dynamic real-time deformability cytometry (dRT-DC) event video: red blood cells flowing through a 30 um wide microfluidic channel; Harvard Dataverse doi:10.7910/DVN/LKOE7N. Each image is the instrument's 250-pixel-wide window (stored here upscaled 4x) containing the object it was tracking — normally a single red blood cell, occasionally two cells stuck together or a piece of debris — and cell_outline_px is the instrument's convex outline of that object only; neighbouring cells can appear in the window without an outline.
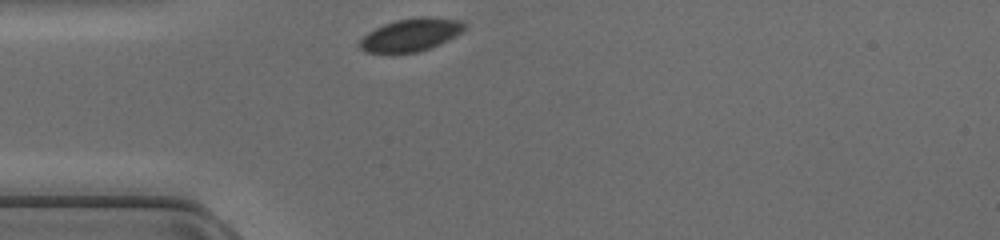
{"species": "common noctule bat (a hibernating species)", "species_latin": "Nyctalus noctula", "temperature_condition": "cold", "stored_images_in_passage": 26, "camera_frame_rate_fps": 3000, "um_per_image_px": 0.085, "animal": {"sex": "female", "body_mass_g": 17.0, "forearm_length_mm": 48.0}, "frame": {"image": 1, "passage_image": 1, "time_ms": 0.0, "image_size_px": [1000, 240], "cell_outline_px": [[468, 28], [456, 36], [432, 48], [416, 52], [392, 56], [364, 52], [356, 44], [368, 32], [384, 24], [396, 20], [420, 16], [432, 16], [464, 20], [468, 24]], "centroid_in_image_um": [34.94, 2.99], "position_along_channel_um": 50.1, "area_um2": 21.15}}
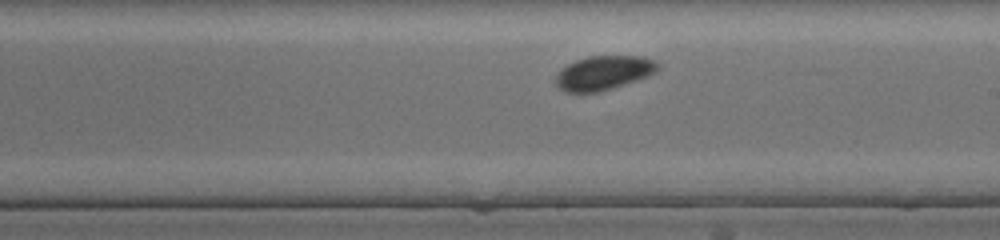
{"frame": {"image": 2, "passage_image": 15, "time_ms": 4.667, "image_size_px": [1000, 240], "cell_outline_px": [[660, 68], [656, 72], [648, 76], [612, 88], [596, 92], [568, 92], [560, 88], [556, 84], [556, 72], [568, 64], [576, 60], [588, 56], [644, 56], [656, 60], [660, 64]], "centroid_in_image_um": [51.34, 6.17], "position_along_channel_um": 237.7, "area_um2": 20.35}}
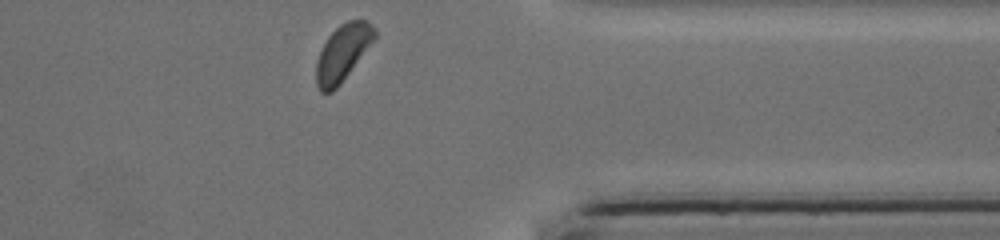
{"frame": {"image": 3, "passage_image": 26, "time_ms": 8.333, "image_size_px": [1000, 240], "cell_outline_px": [[376, 36], [340, 84], [332, 92], [320, 92], [316, 84], [316, 60], [328, 36], [340, 24], [348, 20], [368, 20], [376, 28]], "centroid_in_image_um": [29.11, 4.47], "position_along_channel_um": 382.3, "area_um2": 18.9}}